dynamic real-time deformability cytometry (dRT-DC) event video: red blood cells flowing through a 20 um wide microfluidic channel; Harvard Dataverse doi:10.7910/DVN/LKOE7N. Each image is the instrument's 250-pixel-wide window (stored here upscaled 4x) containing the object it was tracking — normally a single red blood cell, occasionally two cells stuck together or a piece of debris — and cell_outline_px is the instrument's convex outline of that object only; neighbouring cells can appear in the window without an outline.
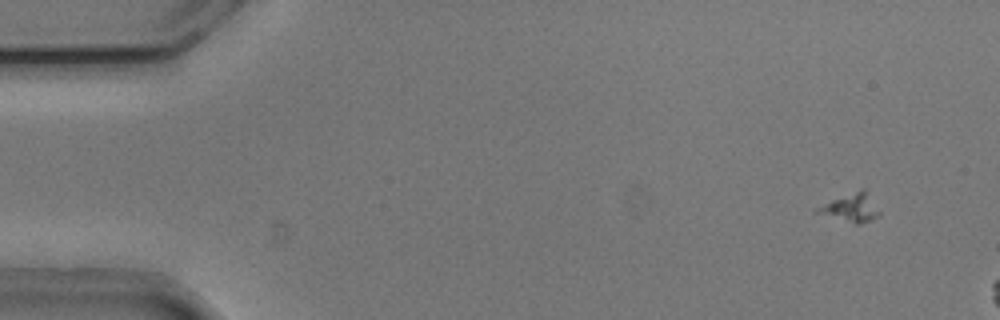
{"species": "common noctule bat (a hibernating species)", "species_latin": "Nyctalus noctula", "temperature_condition": "cold", "stored_images_in_passage": 11, "camera_frame_rate_fps": 3000, "um_per_image_px": 0.085, "animal": {"sex": "male", "body_mass_g": 20.5, "forearm_length_mm": 52.5}, "frame": {"image": 1, "passage_image": 5, "time_ms": 1.333, "image_size_px": [1000, 320], "cell_outline_px": [[880, 216], [860, 224], [856, 224], [812, 212], [816, 208], [832, 200], [860, 188], [864, 188], [880, 212]], "centroid_in_image_um": [72.32, 17.66], "position_along_channel_um": 12.7, "area_um2": 10.12}}